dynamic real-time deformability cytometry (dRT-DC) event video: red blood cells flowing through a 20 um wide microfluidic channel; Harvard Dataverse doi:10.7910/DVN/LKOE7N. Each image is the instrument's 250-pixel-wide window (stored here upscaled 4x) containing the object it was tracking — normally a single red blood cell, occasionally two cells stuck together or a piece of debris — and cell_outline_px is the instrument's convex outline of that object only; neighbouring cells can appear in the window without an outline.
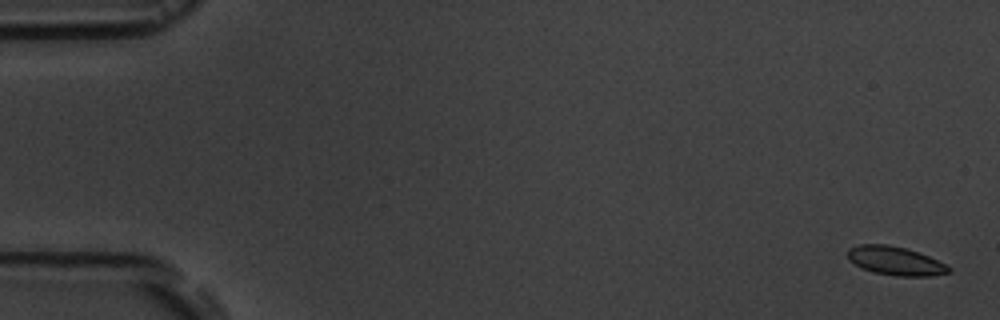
{"species": "common noctule bat (a hibernating species)", "species_latin": "Nyctalus noctula", "temperature_condition": "room temperature", "stored_images_in_passage": 7, "camera_frame_rate_fps": 3000, "um_per_image_px": 0.085, "animal": {"sex": "male", "body_mass_g": 19.5, "forearm_length_mm": 54.6}, "frame": {"image": 1, "passage_image": 1, "time_ms": 0.0, "image_size_px": [1000, 320], "cell_outline_px": [[952, 272], [932, 276], [896, 276], [872, 272], [860, 268], [848, 260], [848, 248], [860, 244], [888, 244], [904, 248], [928, 256], [952, 268]], "centroid_in_image_um": [76.07, 22.18], "position_along_channel_um": 8.9, "area_um2": 16.94}}
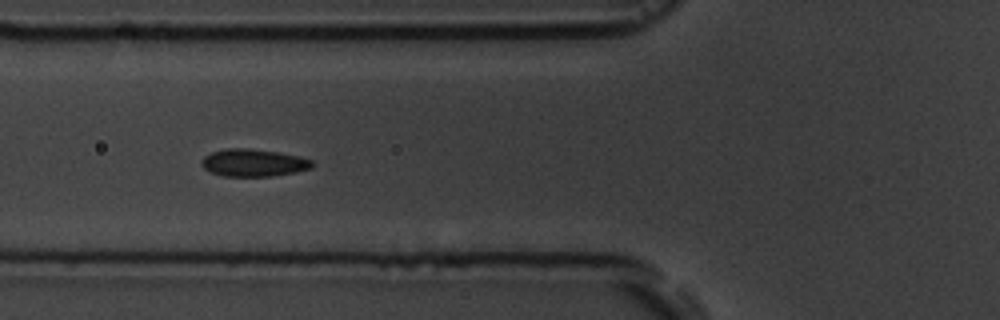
{"frame": {"image": 2, "passage_image": 6, "time_ms": 6.667, "image_size_px": [1000, 320], "cell_outline_px": [[316, 164], [312, 168], [296, 172], [272, 176], [224, 176], [212, 172], [204, 168], [200, 164], [200, 160], [204, 156], [212, 152], [228, 148], [248, 148], [276, 152], [300, 156], [312, 160]], "centroid_in_image_um": [21.57, 13.83], "position_along_channel_um": 104.2, "area_um2": 17.74}}
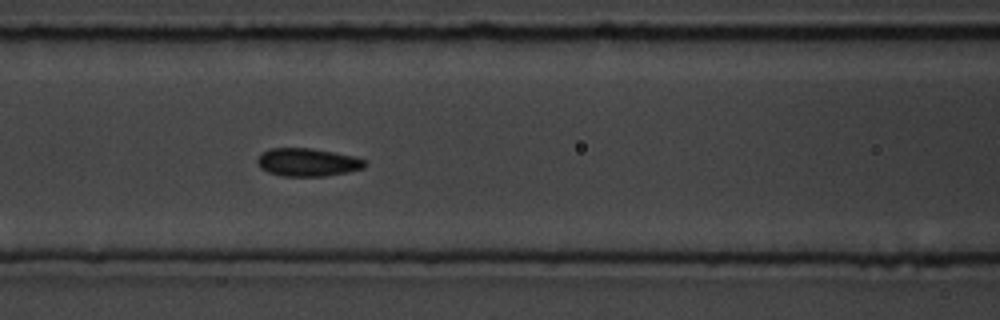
{"frame": {"image": 3, "passage_image": 7, "time_ms": 7.667, "image_size_px": [1000, 320], "cell_outline_px": [[368, 164], [364, 168], [348, 172], [324, 176], [284, 176], [268, 172], [260, 168], [256, 160], [268, 148], [312, 148], [352, 156], [364, 160]], "centroid_in_image_um": [26.14, 13.79], "position_along_channel_um": 140.5, "area_um2": 17.46}}